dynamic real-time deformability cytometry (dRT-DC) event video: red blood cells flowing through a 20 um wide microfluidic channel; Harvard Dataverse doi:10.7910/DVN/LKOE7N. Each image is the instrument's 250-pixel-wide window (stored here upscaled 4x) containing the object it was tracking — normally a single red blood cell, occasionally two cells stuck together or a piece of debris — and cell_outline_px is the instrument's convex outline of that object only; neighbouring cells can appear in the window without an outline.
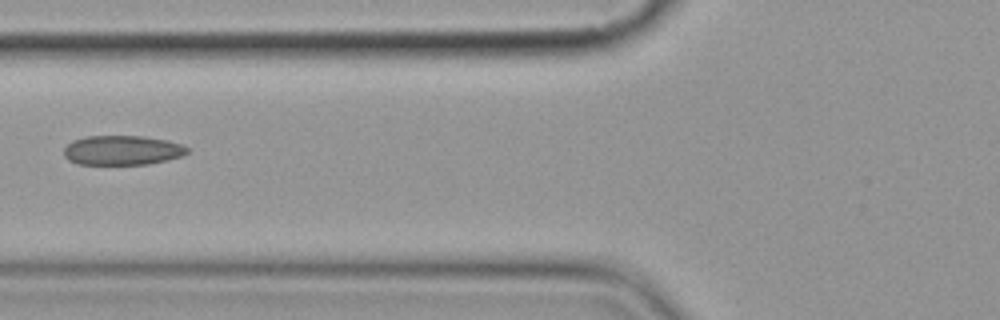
{"species": "common noctule bat (a hibernating species)", "species_latin": "Nyctalus noctula", "temperature_condition": "cold", "stored_images_in_passage": 8, "camera_frame_rate_fps": 3000, "um_per_image_px": 0.085, "animal": {"sex": "female", "body_mass_g": 19.9}, "frame": {"image": 1, "passage_image": 6, "time_ms": 7.0, "image_size_px": [1000, 320], "cell_outline_px": [[188, 152], [184, 156], [168, 160], [148, 164], [76, 164], [68, 160], [64, 156], [64, 148], [72, 140], [84, 136], [144, 136], [168, 140], [184, 144], [188, 148]], "centroid_in_image_um": [10.42, 12.77], "position_along_channel_um": 115.4, "area_um2": 21.56}}
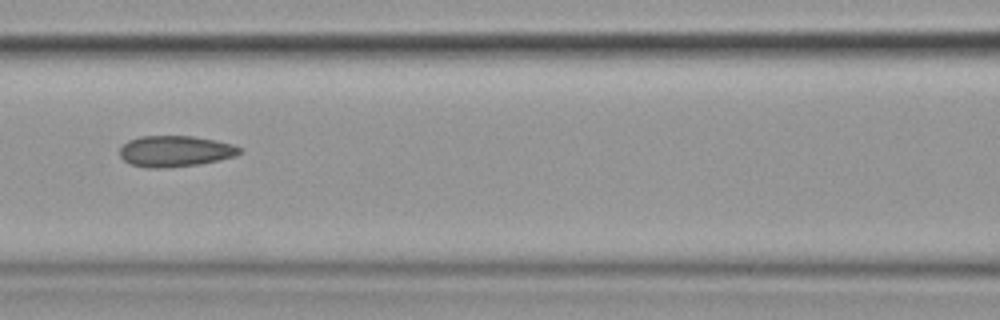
{"frame": {"image": 2, "passage_image": 7, "time_ms": 8.0, "image_size_px": [1000, 320], "cell_outline_px": [[240, 152], [236, 156], [200, 164], [164, 168], [148, 168], [132, 164], [124, 160], [120, 156], [120, 148], [128, 140], [140, 136], [192, 136], [216, 140], [232, 144], [240, 148]], "centroid_in_image_um": [14.88, 12.85], "position_along_channel_um": 151.7, "area_um2": 21.62}}
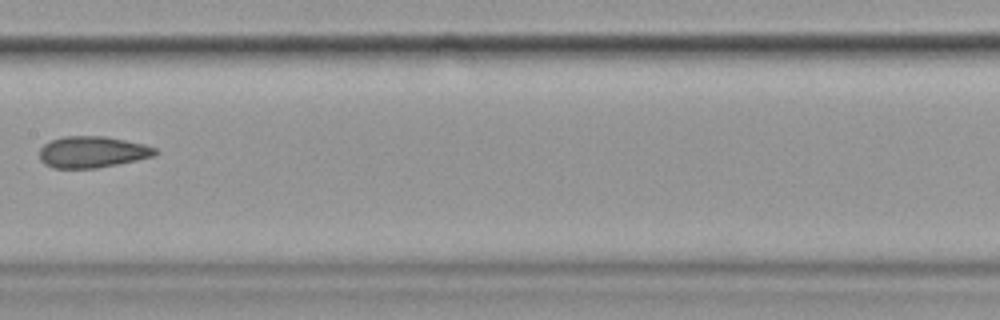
{"frame": {"image": 3, "passage_image": 8, "time_ms": 9.333, "image_size_px": [1000, 320], "cell_outline_px": [[160, 152], [156, 156], [96, 168], [52, 168], [44, 164], [40, 160], [40, 148], [44, 144], [52, 140], [64, 136], [104, 136], [144, 144], [156, 148]], "centroid_in_image_um": [7.86, 12.92], "position_along_channel_um": 199.5, "area_um2": 21.21}}